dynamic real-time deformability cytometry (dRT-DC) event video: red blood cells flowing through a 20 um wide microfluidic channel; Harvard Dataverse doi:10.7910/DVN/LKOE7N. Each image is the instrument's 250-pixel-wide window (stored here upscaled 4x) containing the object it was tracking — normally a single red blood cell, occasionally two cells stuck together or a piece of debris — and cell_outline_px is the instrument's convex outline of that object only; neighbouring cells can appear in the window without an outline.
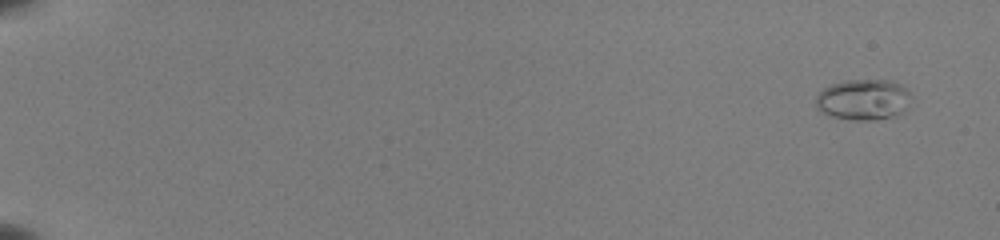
{"species": "common noctule bat (a hibernating species)", "species_latin": "Nyctalus noctula", "temperature_condition": "room temperature", "stored_images_in_passage": 52, "camera_frame_rate_fps": 3000, "um_per_image_px": 0.085, "animal": {"sex": "female", "body_mass_g": 22.0, "forearm_length_mm": 56.7}, "frame": {"image": 1, "passage_image": 1, "time_ms": 0.0, "image_size_px": [1000, 240], "cell_outline_px": [[912, 100], [908, 108], [892, 116], [876, 120], [852, 120], [832, 116], [816, 108], [816, 96], [824, 88], [832, 84], [844, 80], [892, 80], [900, 84], [908, 92]], "centroid_in_image_um": [73.4, 8.46], "position_along_channel_um": 11.6, "area_um2": 22.66}}
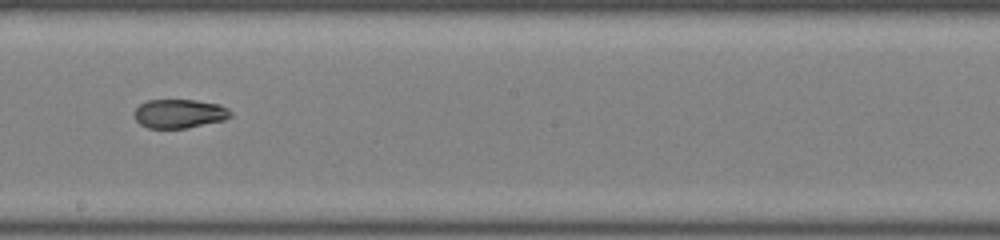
{"frame": {"image": 2, "passage_image": 32, "time_ms": 10.333, "image_size_px": [1000, 240], "cell_outline_px": [[232, 116], [224, 120], [184, 128], [148, 128], [140, 124], [136, 120], [136, 108], [140, 104], [148, 100], [196, 100], [220, 104], [228, 108], [232, 112]], "centroid_in_image_um": [15.28, 9.65], "position_along_channel_um": 232.9, "area_um2": 16.13}}
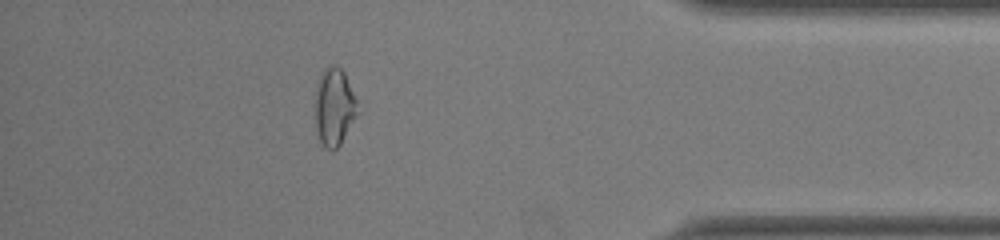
{"frame": {"image": 3, "passage_image": 47, "time_ms": 15.333, "image_size_px": [1000, 240], "cell_outline_px": [[356, 104], [352, 120], [340, 144], [336, 148], [324, 148], [320, 140], [316, 128], [316, 80], [320, 72], [324, 68], [332, 64], [340, 68], [344, 72], [356, 100]], "centroid_in_image_um": [28.35, 9.01], "position_along_channel_um": 406.9, "area_um2": 18.44}, "authors_computed_cell_mechanics": {"area_um2": 17.4845, "velocity_mm_per_s": 3.9827, "shape_relaxation_time_tau1_ms": null, "shape_relaxation_time_tau2_ms": 1.3704, "deformation_change_tau1": null, "deformation_change_tau2": 0.0616}}